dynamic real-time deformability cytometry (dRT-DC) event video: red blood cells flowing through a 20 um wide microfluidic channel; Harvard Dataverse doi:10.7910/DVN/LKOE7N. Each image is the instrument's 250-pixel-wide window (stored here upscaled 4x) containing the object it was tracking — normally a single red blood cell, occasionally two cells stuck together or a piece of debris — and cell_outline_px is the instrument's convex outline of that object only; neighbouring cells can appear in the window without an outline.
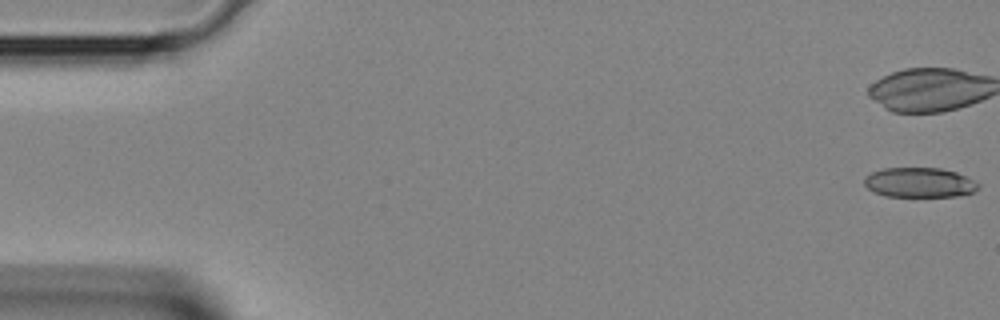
{"species": "Egyptian fruit bat (a non-hibernating species)", "species_latin": "Rousettus aegyptiacus", "temperature_condition": "room temperature", "stored_images_in_passage": 3, "camera_frame_rate_fps": 3000, "um_per_image_px": 0.085, "animal": {"sex": "female"}, "frame": {"image": 1, "passage_image": 1, "time_ms": 0.0, "image_size_px": [1000, 320], "cell_outline_px": [[980, 188], [972, 192], [956, 196], [884, 196], [868, 188], [864, 184], [864, 176], [872, 172], [884, 168], [940, 168], [956, 172], [980, 184]], "centroid_in_image_um": [78.14, 15.51], "position_along_channel_um": 6.9, "area_um2": 19.65}}